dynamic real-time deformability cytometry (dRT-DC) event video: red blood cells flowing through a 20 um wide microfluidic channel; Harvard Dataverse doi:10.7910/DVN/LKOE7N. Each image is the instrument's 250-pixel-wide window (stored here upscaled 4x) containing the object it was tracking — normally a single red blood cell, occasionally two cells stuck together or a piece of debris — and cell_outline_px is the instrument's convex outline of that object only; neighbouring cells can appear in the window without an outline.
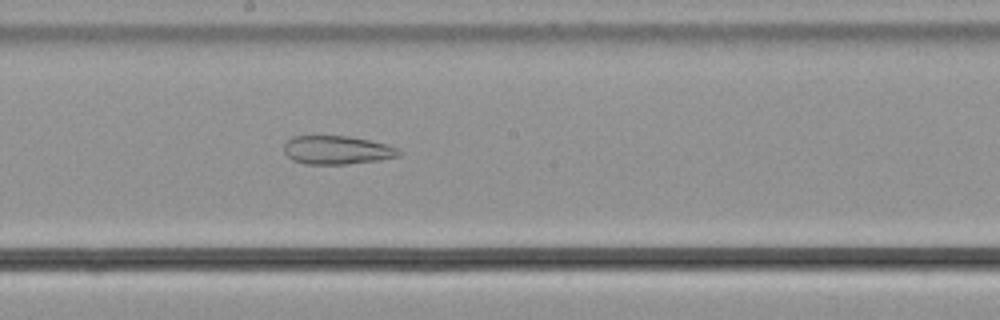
{"species": "common noctule bat (a hibernating species)", "species_latin": "Nyctalus noctula", "temperature_condition": "cold", "stored_images_in_passage": 50, "camera_frame_rate_fps": 3000, "um_per_image_px": 0.085, "animal": {"sex": "male", "body_mass_g": 21.5, "forearm_length_mm": 52.0}, "frame": {"image": 1, "passage_image": 25, "time_ms": 8.0, "image_size_px": [1000, 320], "cell_outline_px": [[404, 152], [400, 156], [380, 160], [344, 164], [304, 164], [292, 160], [284, 152], [284, 144], [292, 136], [348, 136], [388, 144]], "centroid_in_image_um": [28.66, 12.76], "position_along_channel_um": 219.5, "area_um2": 19.19}}
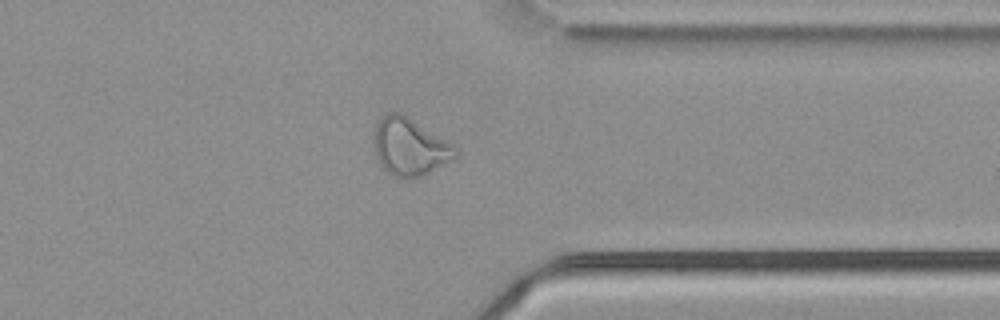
{"frame": {"image": 2, "passage_image": 38, "time_ms": 12.333, "image_size_px": [1000, 320], "cell_outline_px": [[456, 156], [452, 160], [412, 180], [392, 176], [380, 164], [376, 156], [372, 136], [372, 132], [376, 124], [388, 112], [400, 112], [408, 116], [452, 144], [456, 148]], "centroid_in_image_um": [34.78, 12.48], "position_along_channel_um": 376.6, "area_um2": 27.22}}
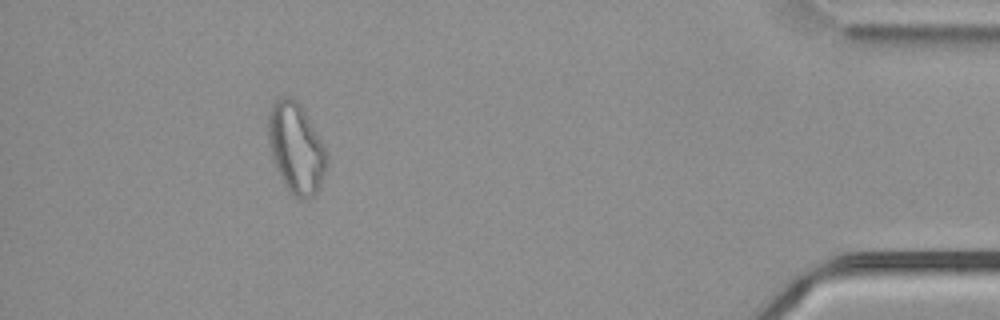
{"frame": {"image": 3, "passage_image": 45, "time_ms": 14.667, "image_size_px": [1000, 320], "cell_outline_px": [[328, 168], [316, 192], [312, 196], [304, 200], [300, 200], [292, 196], [288, 192], [272, 160], [268, 144], [268, 112], [272, 104], [280, 96], [292, 96], [300, 104], [324, 144], [328, 152]], "centroid_in_image_um": [25.17, 12.6], "position_along_channel_um": 410.0, "area_um2": 31.44}, "authors_computed_cell_mechanics": {"area_um2": 27.9752, "velocity_mm_per_s": 3.7299, "shape_relaxation_time_tau1_ms": null, "shape_relaxation_time_tau2_ms": 2.5738, "deformation_change_tau1": null, "deformation_change_tau2": 0.1019}}